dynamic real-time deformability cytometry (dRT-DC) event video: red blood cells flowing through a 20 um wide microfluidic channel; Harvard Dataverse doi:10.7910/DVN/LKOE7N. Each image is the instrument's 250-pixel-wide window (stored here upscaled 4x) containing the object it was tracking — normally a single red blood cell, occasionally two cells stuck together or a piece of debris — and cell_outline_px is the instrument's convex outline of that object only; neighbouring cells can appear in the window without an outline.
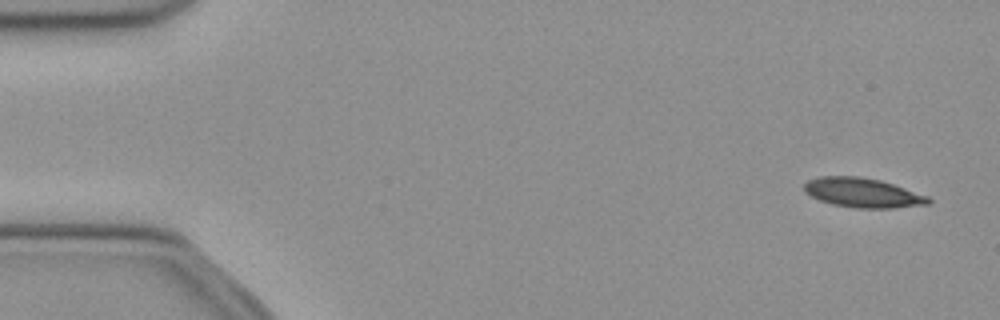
{"species": "common noctule bat (a hibernating species)", "species_latin": "Nyctalus noctula", "temperature_condition": "cold", "stored_images_in_passage": 51, "camera_frame_rate_fps": 3000, "um_per_image_px": 0.085, "animal": {"sex": "female", "body_mass_g": 21.9}, "frame": {"image": 1, "passage_image": 2, "time_ms": 0.333, "image_size_px": [1000, 320], "cell_outline_px": [[932, 200], [928, 204], [892, 208], [856, 208], [832, 204], [820, 200], [804, 192], [804, 184], [808, 180], [820, 176], [856, 176], [880, 180], [928, 196]], "centroid_in_image_um": [73.31, 16.38], "position_along_channel_um": 11.7, "area_um2": 21.15}}
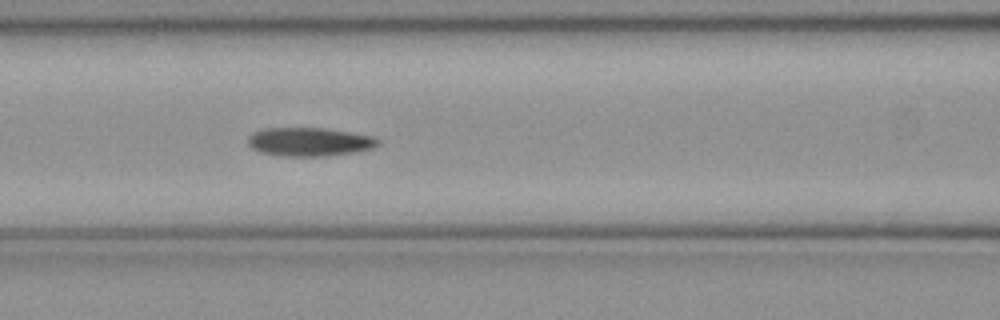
{"frame": {"image": 2, "passage_image": 21, "time_ms": 6.667, "image_size_px": [1000, 320], "cell_outline_px": [[380, 144], [372, 148], [352, 152], [328, 156], [284, 156], [260, 152], [252, 148], [248, 144], [248, 136], [252, 132], [264, 128], [324, 128], [372, 136], [380, 140]], "centroid_in_image_um": [26.27, 12.05], "position_along_channel_um": 140.3, "area_um2": 21.62}}
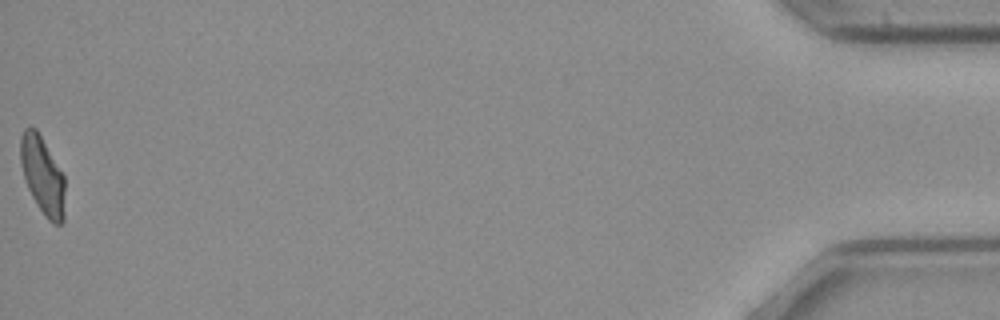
{"frame": {"image": 3, "passage_image": 51, "time_ms": 16.667, "image_size_px": [1000, 320], "cell_outline_px": [[64, 220], [60, 224], [52, 224], [44, 216], [36, 204], [28, 188], [24, 176], [20, 160], [20, 136], [24, 128], [36, 128], [64, 176]], "centroid_in_image_um": [3.61, 14.94], "position_along_channel_um": 431.6, "area_um2": 20.0}, "authors_computed_cell_mechanics": {"area_um2": 21.8484, "velocity_mm_per_s": 3.9612, "shape_relaxation_time_tau1_ms": 8.8865, "shape_relaxation_time_tau2_ms": 6.8944, "deformation_change_tau1": 0.197, "deformation_change_tau2": 0.1459}}